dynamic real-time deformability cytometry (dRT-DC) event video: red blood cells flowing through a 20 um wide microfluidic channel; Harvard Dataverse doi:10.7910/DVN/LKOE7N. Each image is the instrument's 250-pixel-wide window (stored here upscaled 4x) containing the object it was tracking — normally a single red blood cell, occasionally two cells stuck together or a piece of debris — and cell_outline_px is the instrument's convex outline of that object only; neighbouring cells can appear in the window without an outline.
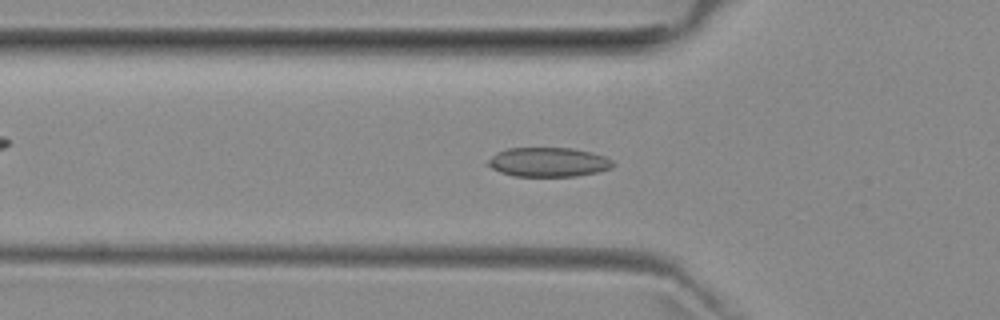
{"species": "common noctule bat (a hibernating species)", "species_latin": "Nyctalus noctula", "temperature_condition": "room temperature", "stored_images_in_passage": 46, "camera_frame_rate_fps": 3000, "um_per_image_px": 0.085, "animal": {"sex": "female", "body_mass_g": 29.2, "forearm_length_mm": 56.3}, "frame": {"image": 1, "passage_image": 16, "time_ms": 5.0, "image_size_px": [1000, 320], "cell_outline_px": [[616, 164], [612, 168], [600, 172], [576, 176], [512, 176], [500, 172], [484, 164], [492, 156], [508, 148], [572, 148], [592, 152], [604, 156], [612, 160]], "centroid_in_image_um": [46.64, 13.79], "position_along_channel_um": 79.2, "area_um2": 21.5}}
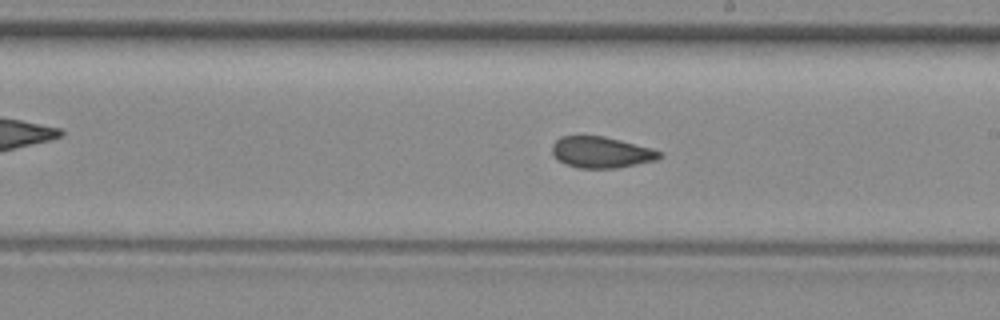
{"frame": {"image": 2, "passage_image": 28, "time_ms": 9.0, "image_size_px": [1000, 320], "cell_outline_px": [[664, 156], [656, 160], [616, 168], [576, 168], [564, 164], [552, 156], [552, 144], [560, 136], [604, 136], [652, 148], [660, 152]], "centroid_in_image_um": [51.07, 12.95], "position_along_channel_um": 237.9, "area_um2": 19.65}}
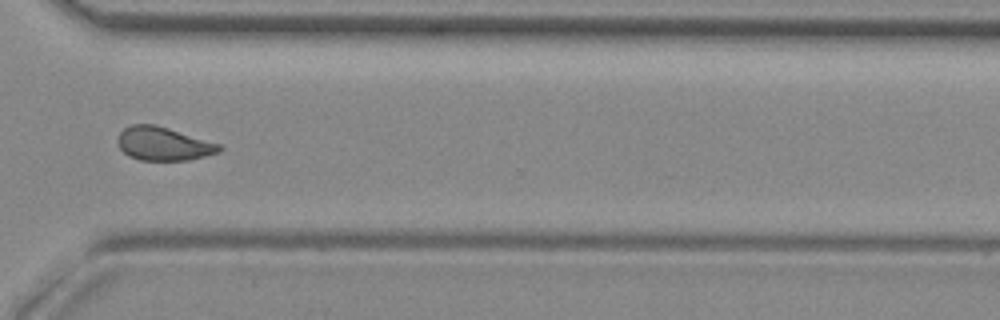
{"frame": {"image": 3, "passage_image": 37, "time_ms": 12.0, "image_size_px": [1000, 320], "cell_outline_px": [[224, 148], [220, 152], [188, 160], [140, 160], [128, 156], [120, 148], [116, 140], [120, 132], [124, 128], [132, 124], [156, 124], [220, 144]], "centroid_in_image_um": [13.88, 12.21], "position_along_channel_um": 356.7, "area_um2": 19.88}, "authors_computed_cell_mechanics": {"area_um2": 20.1722, "velocity_mm_per_s": 3.9578, "shape_relaxation_time_tau1_ms": null, "shape_relaxation_time_tau2_ms": 2.0532, "deformation_change_tau1": null, "deformation_change_tau2": 0.0769}}